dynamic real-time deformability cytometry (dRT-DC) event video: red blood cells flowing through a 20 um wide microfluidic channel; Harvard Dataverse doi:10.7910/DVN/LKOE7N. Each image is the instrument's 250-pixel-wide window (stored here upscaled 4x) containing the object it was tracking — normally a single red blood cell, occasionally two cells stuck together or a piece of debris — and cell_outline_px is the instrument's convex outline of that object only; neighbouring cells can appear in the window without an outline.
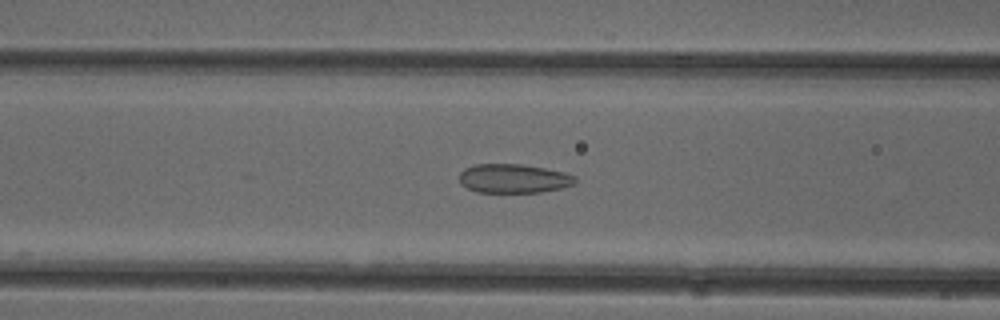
{"species": "common noctule bat (a hibernating species)", "species_latin": "Nyctalus noctula", "temperature_condition": "cold", "stored_images_in_passage": 36, "camera_frame_rate_fps": 3000, "um_per_image_px": 0.085, "animal": {"sex": "female"}, "frame": {"image": 1, "passage_image": 9, "time_ms": 2.667, "image_size_px": [1000, 320], "cell_outline_px": [[576, 184], [560, 188], [540, 192], [476, 192], [460, 184], [460, 172], [464, 168], [476, 164], [524, 164], [564, 172], [576, 176]], "centroid_in_image_um": [43.66, 15.17], "position_along_channel_um": 122.9, "area_um2": 19.65}}
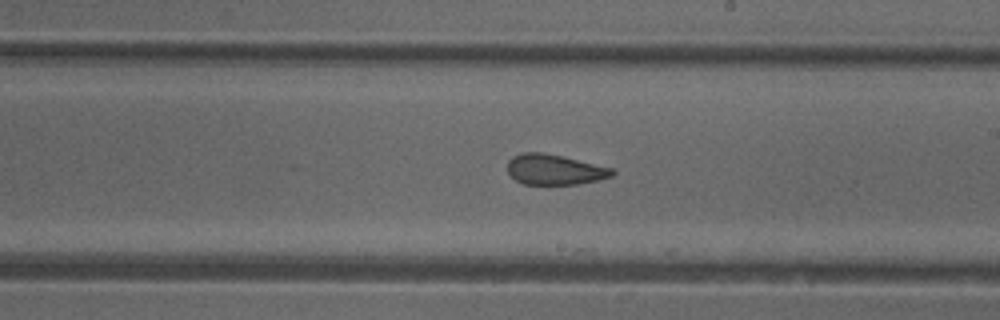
{"frame": {"image": 2, "passage_image": 18, "time_ms": 5.667, "image_size_px": [1000, 320], "cell_outline_px": [[616, 172], [612, 176], [596, 180], [576, 184], [524, 184], [516, 180], [508, 172], [508, 160], [512, 156], [524, 152], [544, 152], [612, 168]], "centroid_in_image_um": [47.11, 14.4], "position_along_channel_um": 241.9, "area_um2": 18.32}}
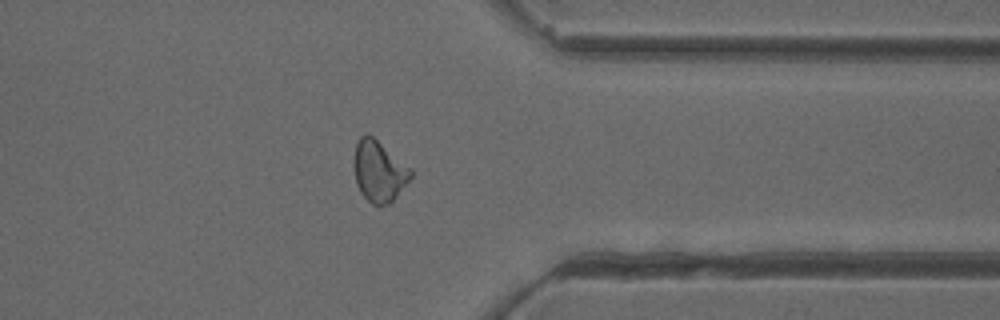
{"frame": {"image": 3, "passage_image": 29, "time_ms": 9.333, "image_size_px": [1000, 320], "cell_outline_px": [[412, 176], [392, 200], [388, 204], [372, 204], [360, 192], [356, 184], [356, 144], [360, 136], [368, 132], [412, 168]], "centroid_in_image_um": [32.24, 14.52], "position_along_channel_um": 379.2, "area_um2": 19.71}, "authors_computed_cell_mechanics": {"area_um2": 19.4497, "velocity_mm_per_s": 3.9573, "shape_relaxation_time_tau1_ms": null, "shape_relaxation_time_tau2_ms": 2.2734, "deformation_change_tau1": null, "deformation_change_tau2": 0.0807}}